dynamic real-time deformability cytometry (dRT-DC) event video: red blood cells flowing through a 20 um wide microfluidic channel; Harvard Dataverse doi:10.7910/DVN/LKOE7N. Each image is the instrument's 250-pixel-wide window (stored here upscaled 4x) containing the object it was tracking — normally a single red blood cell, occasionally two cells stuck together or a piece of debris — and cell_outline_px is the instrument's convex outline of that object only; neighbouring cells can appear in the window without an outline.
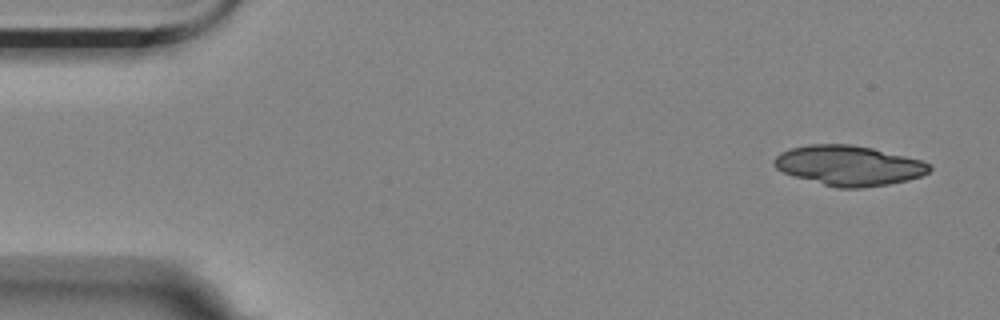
{"species": "Egyptian fruit bat (a non-hibernating species)", "species_latin": "Rousettus aegyptiacus", "temperature_condition": "room temperature", "stored_images_in_passage": 5, "camera_frame_rate_fps": 3000, "um_per_image_px": 0.085, "animal": {"sex": "female"}, "frame": {"image": 1, "passage_image": 1, "time_ms": 0.0, "image_size_px": [1000, 320], "cell_outline_px": [[932, 168], [928, 172], [920, 176], [908, 180], [888, 184], [860, 188], [836, 188], [796, 176], [784, 172], [776, 168], [772, 164], [772, 160], [780, 152], [792, 148], [808, 144], [852, 144], [872, 148], [924, 160], [932, 164]], "centroid_in_image_um": [72.17, 14.06], "position_along_channel_um": 12.8, "area_um2": 36.24}}